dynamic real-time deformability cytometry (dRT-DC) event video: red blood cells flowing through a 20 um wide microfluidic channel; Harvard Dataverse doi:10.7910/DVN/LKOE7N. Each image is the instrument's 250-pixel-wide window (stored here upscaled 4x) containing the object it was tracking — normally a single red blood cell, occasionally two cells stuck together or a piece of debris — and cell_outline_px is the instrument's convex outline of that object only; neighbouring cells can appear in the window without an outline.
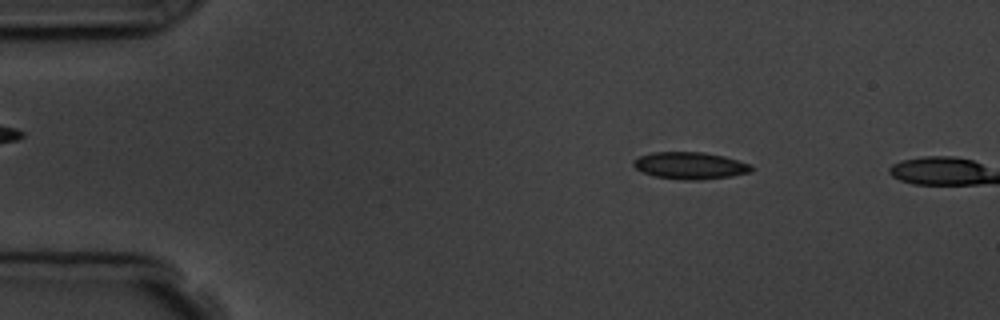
{"species": "common noctule bat (a hibernating species)", "species_latin": "Nyctalus noctula", "temperature_condition": "room temperature", "stored_images_in_passage": 3, "camera_frame_rate_fps": 3000, "um_per_image_px": 0.085, "animal": {"sex": "male", "body_mass_g": 19.5, "forearm_length_mm": 54.6}, "frame": {"image": 1, "passage_image": 2, "time_ms": 1.0, "image_size_px": [1000, 320], "cell_outline_px": [[752, 172], [732, 176], [696, 180], [680, 180], [656, 176], [644, 172], [636, 168], [632, 164], [632, 160], [640, 156], [652, 152], [704, 152], [724, 156], [752, 164]], "centroid_in_image_um": [58.68, 14.07], "position_along_channel_um": 26.3, "area_um2": 18.61}}